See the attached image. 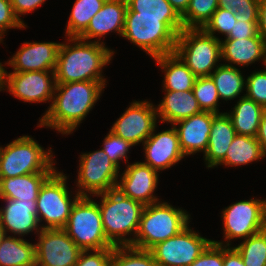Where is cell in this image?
<instances>
[{
	"label": "cell",
	"mask_w": 266,
	"mask_h": 266,
	"mask_svg": "<svg viewBox=\"0 0 266 266\" xmlns=\"http://www.w3.org/2000/svg\"><path fill=\"white\" fill-rule=\"evenodd\" d=\"M107 82L79 81L56 83L52 103L39 118L38 127L70 135L93 109Z\"/></svg>",
	"instance_id": "obj_1"
},
{
	"label": "cell",
	"mask_w": 266,
	"mask_h": 266,
	"mask_svg": "<svg viewBox=\"0 0 266 266\" xmlns=\"http://www.w3.org/2000/svg\"><path fill=\"white\" fill-rule=\"evenodd\" d=\"M60 44L55 68L56 83L79 81L107 82L103 67L109 64L115 51L105 43L67 37Z\"/></svg>",
	"instance_id": "obj_2"
},
{
	"label": "cell",
	"mask_w": 266,
	"mask_h": 266,
	"mask_svg": "<svg viewBox=\"0 0 266 266\" xmlns=\"http://www.w3.org/2000/svg\"><path fill=\"white\" fill-rule=\"evenodd\" d=\"M183 29L181 17H136V12H126L122 38L155 58L175 51Z\"/></svg>",
	"instance_id": "obj_3"
},
{
	"label": "cell",
	"mask_w": 266,
	"mask_h": 266,
	"mask_svg": "<svg viewBox=\"0 0 266 266\" xmlns=\"http://www.w3.org/2000/svg\"><path fill=\"white\" fill-rule=\"evenodd\" d=\"M94 197H100L98 205L106 238L114 246L132 245L139 229L144 205L124 196L117 189L92 196Z\"/></svg>",
	"instance_id": "obj_4"
},
{
	"label": "cell",
	"mask_w": 266,
	"mask_h": 266,
	"mask_svg": "<svg viewBox=\"0 0 266 266\" xmlns=\"http://www.w3.org/2000/svg\"><path fill=\"white\" fill-rule=\"evenodd\" d=\"M190 214L168 202L145 205L133 247L150 250L156 244L179 234L190 223Z\"/></svg>",
	"instance_id": "obj_5"
},
{
	"label": "cell",
	"mask_w": 266,
	"mask_h": 266,
	"mask_svg": "<svg viewBox=\"0 0 266 266\" xmlns=\"http://www.w3.org/2000/svg\"><path fill=\"white\" fill-rule=\"evenodd\" d=\"M52 148L44 149L31 135L0 146V178L53 173L57 168Z\"/></svg>",
	"instance_id": "obj_6"
},
{
	"label": "cell",
	"mask_w": 266,
	"mask_h": 266,
	"mask_svg": "<svg viewBox=\"0 0 266 266\" xmlns=\"http://www.w3.org/2000/svg\"><path fill=\"white\" fill-rule=\"evenodd\" d=\"M63 229L82 251L115 247L106 238L98 202L91 196H80L76 200Z\"/></svg>",
	"instance_id": "obj_7"
},
{
	"label": "cell",
	"mask_w": 266,
	"mask_h": 266,
	"mask_svg": "<svg viewBox=\"0 0 266 266\" xmlns=\"http://www.w3.org/2000/svg\"><path fill=\"white\" fill-rule=\"evenodd\" d=\"M68 177L63 172L55 170L40 187L36 204L37 218L42 229L66 226L71 208L80 197L77 191L73 194L68 190ZM42 221L45 225L41 224Z\"/></svg>",
	"instance_id": "obj_8"
},
{
	"label": "cell",
	"mask_w": 266,
	"mask_h": 266,
	"mask_svg": "<svg viewBox=\"0 0 266 266\" xmlns=\"http://www.w3.org/2000/svg\"><path fill=\"white\" fill-rule=\"evenodd\" d=\"M174 52L196 77L210 76L222 62L220 40L202 28L183 29L178 34Z\"/></svg>",
	"instance_id": "obj_9"
},
{
	"label": "cell",
	"mask_w": 266,
	"mask_h": 266,
	"mask_svg": "<svg viewBox=\"0 0 266 266\" xmlns=\"http://www.w3.org/2000/svg\"><path fill=\"white\" fill-rule=\"evenodd\" d=\"M221 212L224 241L214 243L231 246L232 240H245L266 228V199L237 201Z\"/></svg>",
	"instance_id": "obj_10"
},
{
	"label": "cell",
	"mask_w": 266,
	"mask_h": 266,
	"mask_svg": "<svg viewBox=\"0 0 266 266\" xmlns=\"http://www.w3.org/2000/svg\"><path fill=\"white\" fill-rule=\"evenodd\" d=\"M79 157L75 192L80 196L92 197L117 188L121 169L109 159L102 148L81 153Z\"/></svg>",
	"instance_id": "obj_11"
},
{
	"label": "cell",
	"mask_w": 266,
	"mask_h": 266,
	"mask_svg": "<svg viewBox=\"0 0 266 266\" xmlns=\"http://www.w3.org/2000/svg\"><path fill=\"white\" fill-rule=\"evenodd\" d=\"M212 242L189 225L179 234L150 249L157 266H189Z\"/></svg>",
	"instance_id": "obj_12"
},
{
	"label": "cell",
	"mask_w": 266,
	"mask_h": 266,
	"mask_svg": "<svg viewBox=\"0 0 266 266\" xmlns=\"http://www.w3.org/2000/svg\"><path fill=\"white\" fill-rule=\"evenodd\" d=\"M56 78L54 71L7 72L3 66L2 90L27 103L53 100ZM7 88V89H6Z\"/></svg>",
	"instance_id": "obj_13"
},
{
	"label": "cell",
	"mask_w": 266,
	"mask_h": 266,
	"mask_svg": "<svg viewBox=\"0 0 266 266\" xmlns=\"http://www.w3.org/2000/svg\"><path fill=\"white\" fill-rule=\"evenodd\" d=\"M155 105L147 100L132 101L124 113L114 122L110 131L133 146L143 144L157 126Z\"/></svg>",
	"instance_id": "obj_14"
},
{
	"label": "cell",
	"mask_w": 266,
	"mask_h": 266,
	"mask_svg": "<svg viewBox=\"0 0 266 266\" xmlns=\"http://www.w3.org/2000/svg\"><path fill=\"white\" fill-rule=\"evenodd\" d=\"M37 237L36 266H75L82 250L63 228H43Z\"/></svg>",
	"instance_id": "obj_15"
},
{
	"label": "cell",
	"mask_w": 266,
	"mask_h": 266,
	"mask_svg": "<svg viewBox=\"0 0 266 266\" xmlns=\"http://www.w3.org/2000/svg\"><path fill=\"white\" fill-rule=\"evenodd\" d=\"M159 172L142 162L128 163L119 175L117 190L124 196L141 202L144 206L159 202L155 196L158 187Z\"/></svg>",
	"instance_id": "obj_16"
},
{
	"label": "cell",
	"mask_w": 266,
	"mask_h": 266,
	"mask_svg": "<svg viewBox=\"0 0 266 266\" xmlns=\"http://www.w3.org/2000/svg\"><path fill=\"white\" fill-rule=\"evenodd\" d=\"M156 129L157 126L142 144L145 152V160L142 163L162 172L178 164L185 155L180 148L178 133L173 125L158 133Z\"/></svg>",
	"instance_id": "obj_17"
},
{
	"label": "cell",
	"mask_w": 266,
	"mask_h": 266,
	"mask_svg": "<svg viewBox=\"0 0 266 266\" xmlns=\"http://www.w3.org/2000/svg\"><path fill=\"white\" fill-rule=\"evenodd\" d=\"M60 44L24 42L4 65L11 66L13 72L55 71Z\"/></svg>",
	"instance_id": "obj_18"
},
{
	"label": "cell",
	"mask_w": 266,
	"mask_h": 266,
	"mask_svg": "<svg viewBox=\"0 0 266 266\" xmlns=\"http://www.w3.org/2000/svg\"><path fill=\"white\" fill-rule=\"evenodd\" d=\"M2 201L5 202V206L0 207V225L6 235L10 232L14 236L24 237L32 232L37 235L40 233L42 228L37 218L36 200L2 199Z\"/></svg>",
	"instance_id": "obj_19"
},
{
	"label": "cell",
	"mask_w": 266,
	"mask_h": 266,
	"mask_svg": "<svg viewBox=\"0 0 266 266\" xmlns=\"http://www.w3.org/2000/svg\"><path fill=\"white\" fill-rule=\"evenodd\" d=\"M127 11L126 0H106L102 8L91 18L87 29L78 37L85 41H101L108 33H117L122 37L125 16Z\"/></svg>",
	"instance_id": "obj_20"
},
{
	"label": "cell",
	"mask_w": 266,
	"mask_h": 266,
	"mask_svg": "<svg viewBox=\"0 0 266 266\" xmlns=\"http://www.w3.org/2000/svg\"><path fill=\"white\" fill-rule=\"evenodd\" d=\"M213 112L202 111L173 124L185 157L196 153L205 154L212 126Z\"/></svg>",
	"instance_id": "obj_21"
},
{
	"label": "cell",
	"mask_w": 266,
	"mask_h": 266,
	"mask_svg": "<svg viewBox=\"0 0 266 266\" xmlns=\"http://www.w3.org/2000/svg\"><path fill=\"white\" fill-rule=\"evenodd\" d=\"M221 42V61L233 67H248L255 62L266 63V44L258 34L256 37L224 39ZM228 62V63H227ZM235 65V66H234Z\"/></svg>",
	"instance_id": "obj_22"
},
{
	"label": "cell",
	"mask_w": 266,
	"mask_h": 266,
	"mask_svg": "<svg viewBox=\"0 0 266 266\" xmlns=\"http://www.w3.org/2000/svg\"><path fill=\"white\" fill-rule=\"evenodd\" d=\"M235 136L236 131L227 112L213 113L209 143L203 155L206 168L219 166Z\"/></svg>",
	"instance_id": "obj_23"
},
{
	"label": "cell",
	"mask_w": 266,
	"mask_h": 266,
	"mask_svg": "<svg viewBox=\"0 0 266 266\" xmlns=\"http://www.w3.org/2000/svg\"><path fill=\"white\" fill-rule=\"evenodd\" d=\"M164 93L159 105H155L158 122L173 125L202 112L192 90L164 91Z\"/></svg>",
	"instance_id": "obj_24"
},
{
	"label": "cell",
	"mask_w": 266,
	"mask_h": 266,
	"mask_svg": "<svg viewBox=\"0 0 266 266\" xmlns=\"http://www.w3.org/2000/svg\"><path fill=\"white\" fill-rule=\"evenodd\" d=\"M152 59L164 73V80L162 81L164 91H188L193 89L197 77L175 52Z\"/></svg>",
	"instance_id": "obj_25"
},
{
	"label": "cell",
	"mask_w": 266,
	"mask_h": 266,
	"mask_svg": "<svg viewBox=\"0 0 266 266\" xmlns=\"http://www.w3.org/2000/svg\"><path fill=\"white\" fill-rule=\"evenodd\" d=\"M52 173L0 178V199L37 200L40 187Z\"/></svg>",
	"instance_id": "obj_26"
},
{
	"label": "cell",
	"mask_w": 266,
	"mask_h": 266,
	"mask_svg": "<svg viewBox=\"0 0 266 266\" xmlns=\"http://www.w3.org/2000/svg\"><path fill=\"white\" fill-rule=\"evenodd\" d=\"M227 114L232 120L237 135L256 137L263 112V106L244 96Z\"/></svg>",
	"instance_id": "obj_27"
},
{
	"label": "cell",
	"mask_w": 266,
	"mask_h": 266,
	"mask_svg": "<svg viewBox=\"0 0 266 266\" xmlns=\"http://www.w3.org/2000/svg\"><path fill=\"white\" fill-rule=\"evenodd\" d=\"M0 266H36L35 243L5 234L0 242Z\"/></svg>",
	"instance_id": "obj_28"
},
{
	"label": "cell",
	"mask_w": 266,
	"mask_h": 266,
	"mask_svg": "<svg viewBox=\"0 0 266 266\" xmlns=\"http://www.w3.org/2000/svg\"><path fill=\"white\" fill-rule=\"evenodd\" d=\"M266 158L256 137L237 135L227 149L225 159L219 164L226 167H238Z\"/></svg>",
	"instance_id": "obj_29"
},
{
	"label": "cell",
	"mask_w": 266,
	"mask_h": 266,
	"mask_svg": "<svg viewBox=\"0 0 266 266\" xmlns=\"http://www.w3.org/2000/svg\"><path fill=\"white\" fill-rule=\"evenodd\" d=\"M210 77L216 85L220 100L227 102L245 96L243 91H245L246 78L240 68L221 63ZM241 93H244L243 96Z\"/></svg>",
	"instance_id": "obj_30"
},
{
	"label": "cell",
	"mask_w": 266,
	"mask_h": 266,
	"mask_svg": "<svg viewBox=\"0 0 266 266\" xmlns=\"http://www.w3.org/2000/svg\"><path fill=\"white\" fill-rule=\"evenodd\" d=\"M106 0H75L65 26V37H79Z\"/></svg>",
	"instance_id": "obj_31"
},
{
	"label": "cell",
	"mask_w": 266,
	"mask_h": 266,
	"mask_svg": "<svg viewBox=\"0 0 266 266\" xmlns=\"http://www.w3.org/2000/svg\"><path fill=\"white\" fill-rule=\"evenodd\" d=\"M234 247L245 266H266V228Z\"/></svg>",
	"instance_id": "obj_32"
},
{
	"label": "cell",
	"mask_w": 266,
	"mask_h": 266,
	"mask_svg": "<svg viewBox=\"0 0 266 266\" xmlns=\"http://www.w3.org/2000/svg\"><path fill=\"white\" fill-rule=\"evenodd\" d=\"M110 266H157V263L150 250L127 245L113 248Z\"/></svg>",
	"instance_id": "obj_33"
},
{
	"label": "cell",
	"mask_w": 266,
	"mask_h": 266,
	"mask_svg": "<svg viewBox=\"0 0 266 266\" xmlns=\"http://www.w3.org/2000/svg\"><path fill=\"white\" fill-rule=\"evenodd\" d=\"M218 8V0H190L181 17L184 29L203 28Z\"/></svg>",
	"instance_id": "obj_34"
},
{
	"label": "cell",
	"mask_w": 266,
	"mask_h": 266,
	"mask_svg": "<svg viewBox=\"0 0 266 266\" xmlns=\"http://www.w3.org/2000/svg\"><path fill=\"white\" fill-rule=\"evenodd\" d=\"M127 11L136 17H180L167 0H126Z\"/></svg>",
	"instance_id": "obj_35"
},
{
	"label": "cell",
	"mask_w": 266,
	"mask_h": 266,
	"mask_svg": "<svg viewBox=\"0 0 266 266\" xmlns=\"http://www.w3.org/2000/svg\"><path fill=\"white\" fill-rule=\"evenodd\" d=\"M202 111L222 113L219 110V94L210 76L197 77L192 89Z\"/></svg>",
	"instance_id": "obj_36"
},
{
	"label": "cell",
	"mask_w": 266,
	"mask_h": 266,
	"mask_svg": "<svg viewBox=\"0 0 266 266\" xmlns=\"http://www.w3.org/2000/svg\"><path fill=\"white\" fill-rule=\"evenodd\" d=\"M218 8L235 11L237 21H258L259 0H218Z\"/></svg>",
	"instance_id": "obj_37"
},
{
	"label": "cell",
	"mask_w": 266,
	"mask_h": 266,
	"mask_svg": "<svg viewBox=\"0 0 266 266\" xmlns=\"http://www.w3.org/2000/svg\"><path fill=\"white\" fill-rule=\"evenodd\" d=\"M236 22L237 20L235 18V11L217 8V10L211 16L210 20L205 24L202 29L206 33L221 40V38H219L215 34L217 32L219 34L221 33L226 38L230 34Z\"/></svg>",
	"instance_id": "obj_38"
},
{
	"label": "cell",
	"mask_w": 266,
	"mask_h": 266,
	"mask_svg": "<svg viewBox=\"0 0 266 266\" xmlns=\"http://www.w3.org/2000/svg\"><path fill=\"white\" fill-rule=\"evenodd\" d=\"M133 147L128 141L109 131L103 140L102 149L108 155L109 159L120 169L121 160L128 162V153Z\"/></svg>",
	"instance_id": "obj_39"
},
{
	"label": "cell",
	"mask_w": 266,
	"mask_h": 266,
	"mask_svg": "<svg viewBox=\"0 0 266 266\" xmlns=\"http://www.w3.org/2000/svg\"><path fill=\"white\" fill-rule=\"evenodd\" d=\"M245 96L266 109V67L252 72L246 78Z\"/></svg>",
	"instance_id": "obj_40"
},
{
	"label": "cell",
	"mask_w": 266,
	"mask_h": 266,
	"mask_svg": "<svg viewBox=\"0 0 266 266\" xmlns=\"http://www.w3.org/2000/svg\"><path fill=\"white\" fill-rule=\"evenodd\" d=\"M27 28L15 16L10 0H0V43L3 44L5 33L9 29Z\"/></svg>",
	"instance_id": "obj_41"
},
{
	"label": "cell",
	"mask_w": 266,
	"mask_h": 266,
	"mask_svg": "<svg viewBox=\"0 0 266 266\" xmlns=\"http://www.w3.org/2000/svg\"><path fill=\"white\" fill-rule=\"evenodd\" d=\"M113 249L81 251L75 266H110Z\"/></svg>",
	"instance_id": "obj_42"
},
{
	"label": "cell",
	"mask_w": 266,
	"mask_h": 266,
	"mask_svg": "<svg viewBox=\"0 0 266 266\" xmlns=\"http://www.w3.org/2000/svg\"><path fill=\"white\" fill-rule=\"evenodd\" d=\"M224 245L211 242L202 254L189 266H223Z\"/></svg>",
	"instance_id": "obj_43"
},
{
	"label": "cell",
	"mask_w": 266,
	"mask_h": 266,
	"mask_svg": "<svg viewBox=\"0 0 266 266\" xmlns=\"http://www.w3.org/2000/svg\"><path fill=\"white\" fill-rule=\"evenodd\" d=\"M258 32V21H237L230 34L225 39H241L256 37Z\"/></svg>",
	"instance_id": "obj_44"
},
{
	"label": "cell",
	"mask_w": 266,
	"mask_h": 266,
	"mask_svg": "<svg viewBox=\"0 0 266 266\" xmlns=\"http://www.w3.org/2000/svg\"><path fill=\"white\" fill-rule=\"evenodd\" d=\"M15 16L22 22L26 27L21 16L40 8L46 0H10Z\"/></svg>",
	"instance_id": "obj_45"
},
{
	"label": "cell",
	"mask_w": 266,
	"mask_h": 266,
	"mask_svg": "<svg viewBox=\"0 0 266 266\" xmlns=\"http://www.w3.org/2000/svg\"><path fill=\"white\" fill-rule=\"evenodd\" d=\"M223 266H245L240 253L233 246L224 245Z\"/></svg>",
	"instance_id": "obj_46"
},
{
	"label": "cell",
	"mask_w": 266,
	"mask_h": 266,
	"mask_svg": "<svg viewBox=\"0 0 266 266\" xmlns=\"http://www.w3.org/2000/svg\"><path fill=\"white\" fill-rule=\"evenodd\" d=\"M258 32L266 44V0H259Z\"/></svg>",
	"instance_id": "obj_47"
},
{
	"label": "cell",
	"mask_w": 266,
	"mask_h": 266,
	"mask_svg": "<svg viewBox=\"0 0 266 266\" xmlns=\"http://www.w3.org/2000/svg\"><path fill=\"white\" fill-rule=\"evenodd\" d=\"M256 139L259 141L262 151L266 156V110L262 114Z\"/></svg>",
	"instance_id": "obj_48"
},
{
	"label": "cell",
	"mask_w": 266,
	"mask_h": 266,
	"mask_svg": "<svg viewBox=\"0 0 266 266\" xmlns=\"http://www.w3.org/2000/svg\"><path fill=\"white\" fill-rule=\"evenodd\" d=\"M173 9L182 17L188 9L190 0H167Z\"/></svg>",
	"instance_id": "obj_49"
},
{
	"label": "cell",
	"mask_w": 266,
	"mask_h": 266,
	"mask_svg": "<svg viewBox=\"0 0 266 266\" xmlns=\"http://www.w3.org/2000/svg\"><path fill=\"white\" fill-rule=\"evenodd\" d=\"M4 235H5L4 230L0 225V242H1V239L3 238Z\"/></svg>",
	"instance_id": "obj_50"
}]
</instances>
